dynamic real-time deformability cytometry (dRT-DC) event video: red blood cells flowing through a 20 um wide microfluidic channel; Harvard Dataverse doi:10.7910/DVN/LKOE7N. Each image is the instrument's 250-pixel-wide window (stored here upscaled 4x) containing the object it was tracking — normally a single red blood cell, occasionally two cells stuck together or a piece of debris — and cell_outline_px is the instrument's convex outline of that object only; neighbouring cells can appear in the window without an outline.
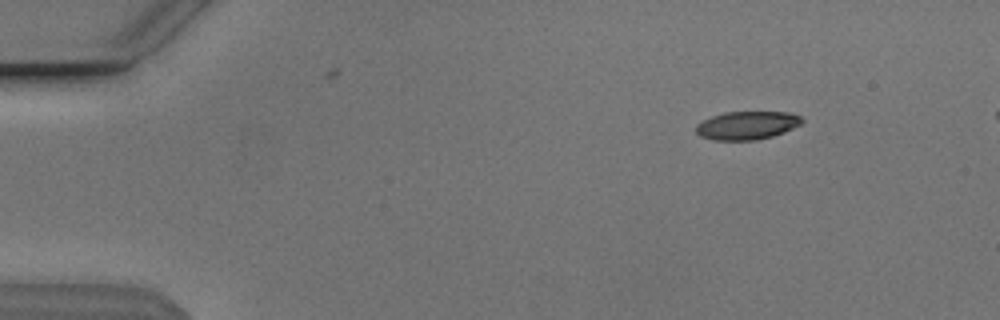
{"species": "Egyptian fruit bat (a non-hibernating species)", "species_latin": "Rousettus aegyptiacus", "temperature_condition": "cold", "stored_images_in_passage": 4, "camera_frame_rate_fps": 3000, "um_per_image_px": 0.085, "animal": {"sex": "male"}, "frame": {"image": 1, "passage_image": 1, "time_ms": 0.0, "image_size_px": [1000, 320], "cell_outline_px": [[804, 120], [800, 124], [784, 132], [772, 136], [756, 140], [712, 140], [700, 136], [696, 132], [696, 124], [712, 116], [724, 112], [792, 112], [800, 116]], "centroid_in_image_um": [63.49, 10.65], "position_along_channel_um": 21.5, "area_um2": 17.46}}